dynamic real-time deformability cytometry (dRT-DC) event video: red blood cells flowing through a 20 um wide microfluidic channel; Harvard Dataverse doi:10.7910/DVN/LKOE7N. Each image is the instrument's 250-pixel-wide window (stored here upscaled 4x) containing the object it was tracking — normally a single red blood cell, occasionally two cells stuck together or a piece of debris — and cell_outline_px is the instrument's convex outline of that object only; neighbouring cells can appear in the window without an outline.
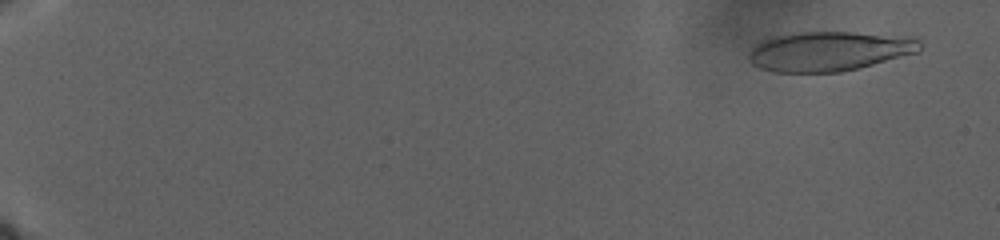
{"species": "human", "species_latin": "Homo sapiens", "temperature_condition": "warm", "stored_images_in_passage": 77, "camera_frame_rate_fps": 3000, "um_per_image_px": 0.085, "donor": {"sex": "male"}, "frame": {"image": 1, "passage_image": 8, "time_ms": 2.333, "image_size_px": [1000, 240], "cell_outline_px": [[920, 52], [860, 68], [840, 72], [776, 72], [760, 68], [752, 64], [748, 60], [748, 56], [752, 48], [760, 40], [776, 36], [796, 32], [852, 32], [916, 36], [920, 40]], "centroid_in_image_um": [70.53, 4.34], "position_along_channel_um": 14.5, "area_um2": 40.0}}
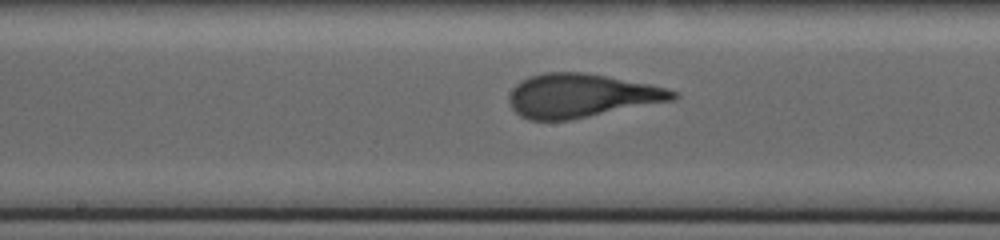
{"frame": {"image": 2, "passage_image": 50, "time_ms": 24.0, "image_size_px": [1000, 240], "cell_outline_px": [[680, 96], [676, 100], [568, 120], [528, 120], [520, 116], [512, 108], [508, 100], [508, 96], [512, 88], [516, 84], [528, 76], [544, 72], [584, 72], [648, 84], [664, 88], [676, 92]], "centroid_in_image_um": [49.37, 8.13], "position_along_channel_um": 198.8, "area_um2": 41.67}}
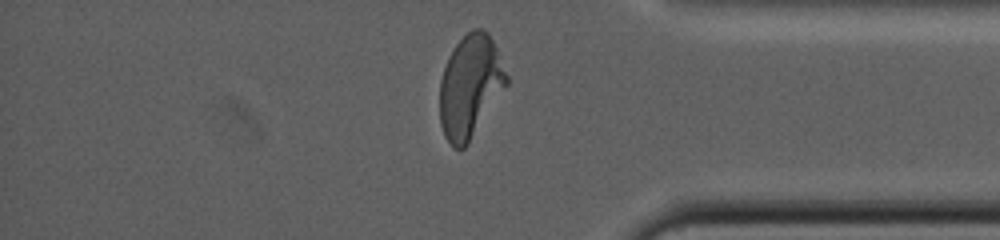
{"frame": {"image": 3, "passage_image": 74, "time_ms": 35.333, "image_size_px": [1000, 240], "cell_outline_px": [[508, 84], [468, 144], [464, 148], [452, 148], [444, 136], [440, 124], [440, 80], [448, 56], [456, 44], [472, 28], [484, 28], [488, 32], [496, 48], [508, 76]], "centroid_in_image_um": [39.96, 7.35], "position_along_channel_um": 395.2, "area_um2": 40.0}}